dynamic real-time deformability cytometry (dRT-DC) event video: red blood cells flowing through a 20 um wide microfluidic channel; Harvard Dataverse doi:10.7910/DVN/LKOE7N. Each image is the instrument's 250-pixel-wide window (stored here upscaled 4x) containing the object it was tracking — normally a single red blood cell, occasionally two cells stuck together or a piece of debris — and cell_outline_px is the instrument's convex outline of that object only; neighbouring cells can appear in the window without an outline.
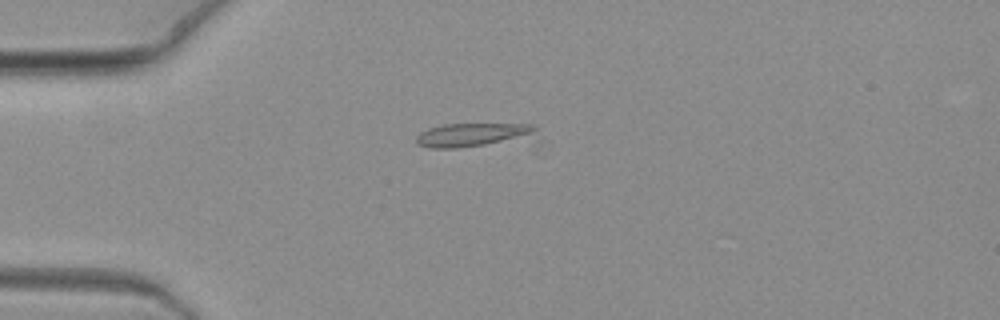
{"species": "common noctule bat (a hibernating species)", "species_latin": "Nyctalus noctula", "temperature_condition": "warm", "stored_images_in_passage": 8, "camera_frame_rate_fps": 3000, "um_per_image_px": 0.085, "animal": {"sex": "female", "body_mass_g": 19.3, "forearm_length_mm": 54.1}, "frame": {"image": 1, "passage_image": 4, "time_ms": 1.0, "image_size_px": [1000, 320], "cell_outline_px": [[536, 128], [532, 136], [484, 144], [456, 148], [428, 148], [416, 144], [416, 136], [420, 132], [428, 128], [444, 124], [536, 124]], "centroid_in_image_um": [40.08, 11.45], "position_along_channel_um": 44.9, "area_um2": 16.13}}